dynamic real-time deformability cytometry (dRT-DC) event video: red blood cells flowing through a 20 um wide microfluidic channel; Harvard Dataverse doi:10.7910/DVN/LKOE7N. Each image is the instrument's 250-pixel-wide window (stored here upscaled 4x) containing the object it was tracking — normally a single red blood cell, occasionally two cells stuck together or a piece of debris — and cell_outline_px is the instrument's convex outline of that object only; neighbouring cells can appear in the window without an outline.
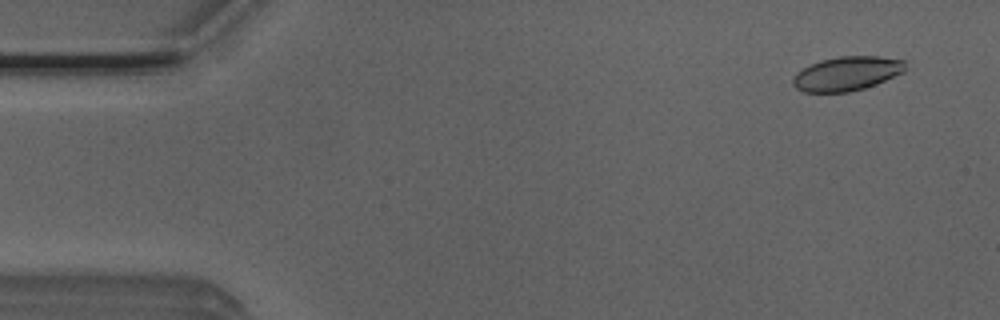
{"species": "Egyptian fruit bat (a non-hibernating species)", "species_latin": "Rousettus aegyptiacus", "temperature_condition": "room temperature", "stored_images_in_passage": 53, "camera_frame_rate_fps": 3000, "um_per_image_px": 0.085, "animal": {"sex": "male"}, "frame": {"image": 1, "passage_image": 4, "time_ms": 1.0, "image_size_px": [1000, 320], "cell_outline_px": [[904, 72], [864, 88], [848, 92], [804, 92], [796, 88], [792, 84], [792, 80], [796, 72], [820, 60], [840, 56], [880, 56], [904, 60]], "centroid_in_image_um": [71.95, 6.25], "position_along_channel_um": 13.0, "area_um2": 22.2}}
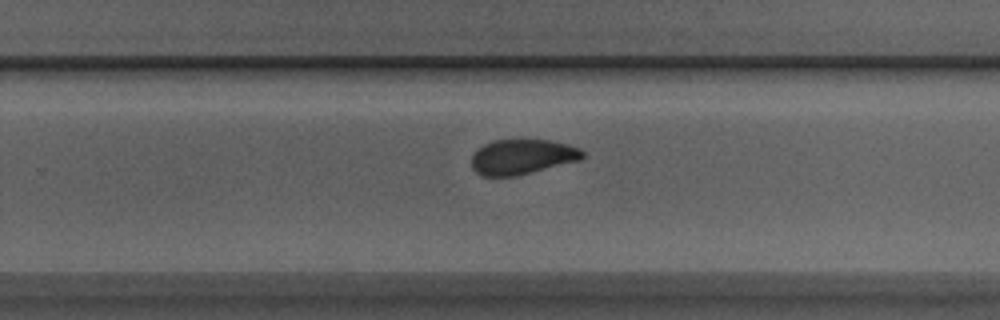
{"frame": {"image": 2, "passage_image": 34, "time_ms": 11.0, "image_size_px": [1000, 320], "cell_outline_px": [[584, 156], [580, 160], [516, 176], [480, 176], [472, 168], [472, 152], [484, 144], [492, 140], [548, 140], [568, 144], [580, 148], [584, 152]], "centroid_in_image_um": [44.36, 13.33], "position_along_channel_um": 285.4, "area_um2": 22.77}}
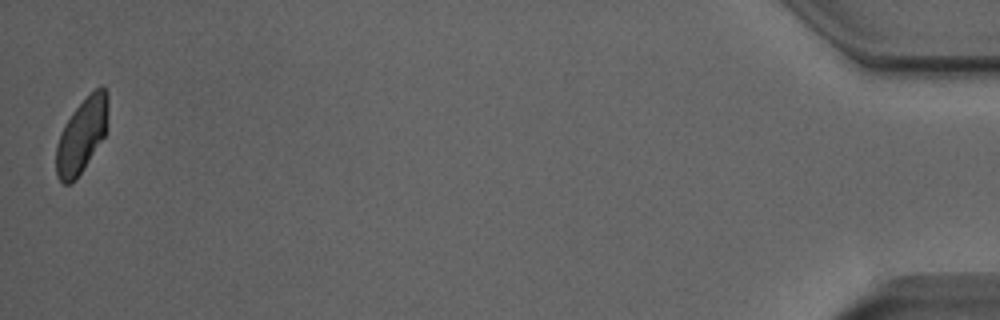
{"frame": {"image": 3, "passage_image": 53, "time_ms": 17.333, "image_size_px": [1000, 320], "cell_outline_px": [[108, 104], [104, 136], [80, 172], [68, 184], [64, 184], [56, 176], [56, 144], [64, 124], [72, 112], [100, 84], [104, 84], [108, 96]], "centroid_in_image_um": [6.93, 11.46], "position_along_channel_um": 428.3, "area_um2": 21.91}, "authors_computed_cell_mechanics": {"area_um2": 23.3512, "velocity_mm_per_s": 3.8438, "shape_relaxation_time_tau1_ms": 4.9881, "shape_relaxation_time_tau2_ms": 1.3239, "deformation_change_tau1": 0.1163, "deformation_change_tau2": 0.0469}}